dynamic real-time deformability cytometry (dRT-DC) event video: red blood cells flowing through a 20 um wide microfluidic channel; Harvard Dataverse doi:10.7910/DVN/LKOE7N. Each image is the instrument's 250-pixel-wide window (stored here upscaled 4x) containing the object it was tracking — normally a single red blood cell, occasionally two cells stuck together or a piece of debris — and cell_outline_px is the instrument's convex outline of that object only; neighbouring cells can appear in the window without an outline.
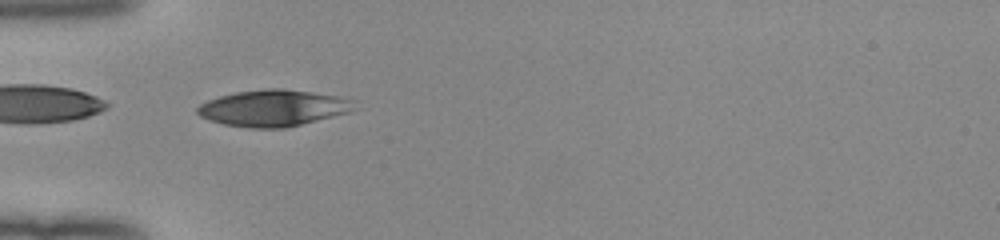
{"species": "human", "species_latin": "Homo sapiens", "temperature_condition": "room temperature", "stored_images_in_passage": 35, "camera_frame_rate_fps": 3000, "um_per_image_px": 0.085, "donor": {"sex": "female"}, "frame": {"image": 1, "passage_image": 1, "time_ms": 0.0, "image_size_px": [1000, 240], "cell_outline_px": [[356, 108], [352, 112], [284, 128], [248, 128], [224, 124], [208, 120], [200, 116], [196, 112], [196, 108], [200, 104], [208, 100], [220, 96], [236, 92], [268, 88], [284, 88], [340, 96], [356, 100]], "centroid_in_image_um": [23.27, 9.18], "position_along_channel_um": 61.7, "area_um2": 33.64}}
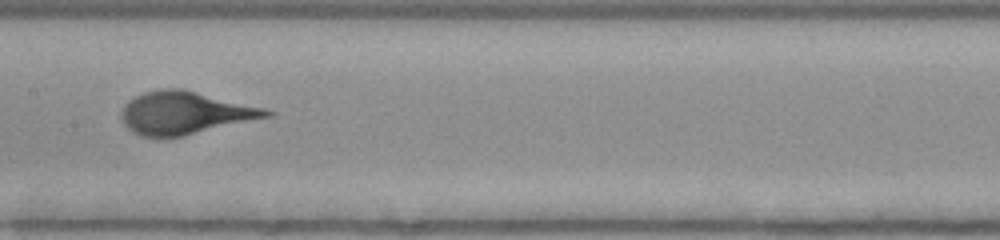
{"frame": {"image": 2, "passage_image": 11, "time_ms": 3.333, "image_size_px": [1000, 240], "cell_outline_px": [[276, 112], [272, 116], [184, 136], [140, 136], [132, 132], [124, 124], [120, 116], [120, 112], [124, 104], [136, 96], [144, 92], [160, 88], [180, 88], [264, 108]], "centroid_in_image_um": [15.7, 9.59], "position_along_channel_um": 191.7, "area_um2": 35.89}}
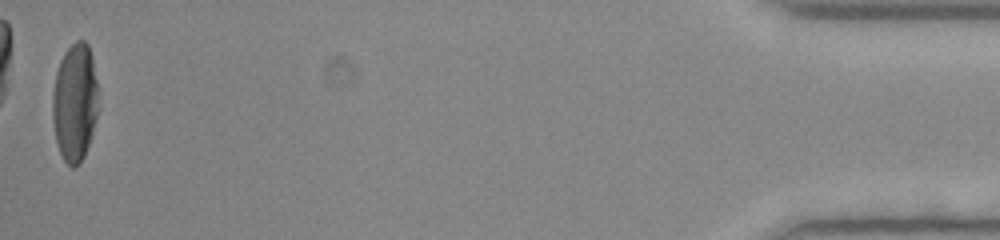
{"frame": {"image": 3, "passage_image": 35, "time_ms": 11.333, "image_size_px": [1000, 240], "cell_outline_px": [[96, 116], [92, 136], [84, 156], [72, 168], [64, 160], [60, 152], [56, 140], [52, 116], [52, 92], [56, 72], [60, 60], [64, 52], [76, 40], [84, 40], [88, 44], [92, 56], [96, 80]], "centroid_in_image_um": [6.34, 8.68], "position_along_channel_um": 428.9, "area_um2": 31.21}}